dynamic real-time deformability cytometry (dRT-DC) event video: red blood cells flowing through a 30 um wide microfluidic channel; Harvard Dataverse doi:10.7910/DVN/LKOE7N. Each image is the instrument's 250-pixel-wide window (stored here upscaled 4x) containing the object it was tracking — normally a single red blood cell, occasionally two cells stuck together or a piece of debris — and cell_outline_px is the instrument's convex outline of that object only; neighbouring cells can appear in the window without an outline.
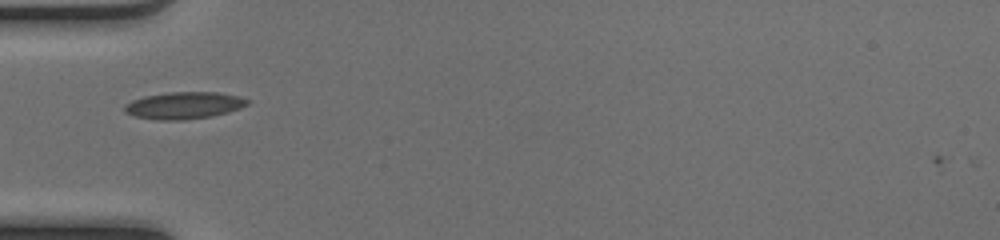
{"species": "common noctule bat (a hibernating species)", "species_latin": "Nyctalus noctula", "temperature_condition": "cold", "stored_images_in_passage": 34, "camera_frame_rate_fps": 3000, "um_per_image_px": 0.085, "animal": {"sex": "female", "body_mass_g": 17.0, "forearm_length_mm": 48.0}, "frame": {"image": 1, "passage_image": 1, "time_ms": 0.0, "image_size_px": [1000, 240], "cell_outline_px": [[252, 100], [248, 104], [240, 108], [228, 112], [212, 116], [184, 120], [156, 120], [136, 116], [124, 112], [124, 104], [132, 100], [144, 96], [168, 92], [220, 92], [240, 96]], "centroid_in_image_um": [15.66, 8.95], "position_along_channel_um": 69.3, "area_um2": 19.54}}
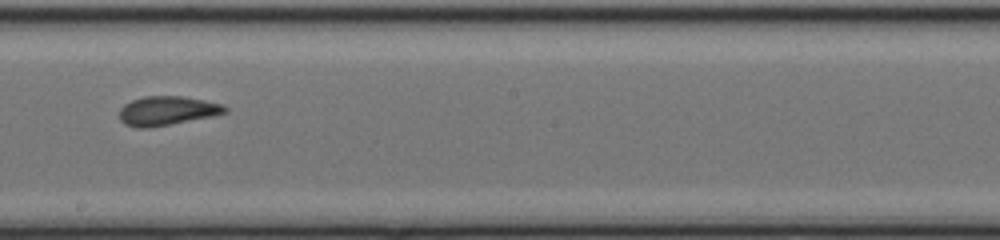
{"frame": {"image": 2, "passage_image": 13, "time_ms": 4.0, "image_size_px": [1000, 240], "cell_outline_px": [[228, 112], [212, 116], [148, 128], [140, 128], [124, 124], [120, 120], [120, 108], [124, 104], [132, 100], [144, 96], [184, 96], [224, 104], [228, 108]], "centroid_in_image_um": [14.21, 9.4], "position_along_channel_um": 234.0, "area_um2": 17.92}}
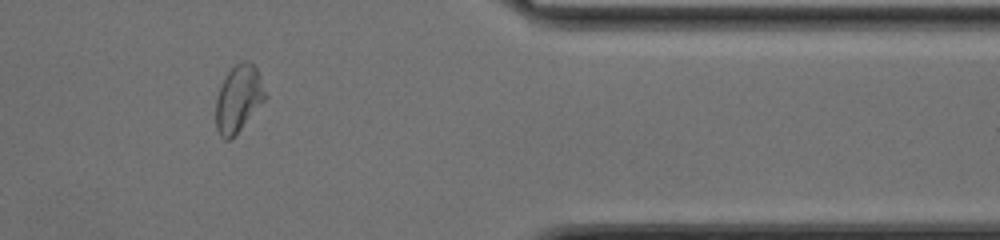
{"frame": {"image": 3, "passage_image": 26, "time_ms": 8.333, "image_size_px": [1000, 240], "cell_outline_px": [[268, 96], [240, 128], [228, 140], [224, 140], [220, 136], [216, 128], [216, 96], [228, 72], [236, 64], [244, 60], [248, 60], [256, 68]], "centroid_in_image_um": [20.27, 8.37], "position_along_channel_um": 391.1, "area_um2": 18.79}, "authors_computed_cell_mechanics": {"area_um2": 18.3804, "velocity_mm_per_s": 4.1062, "shape_relaxation_time_tau1_ms": 10.3601, "shape_relaxation_time_tau2_ms": 1.2614, "deformation_change_tau1": 0.185, "deformation_change_tau2": 0.0679}}